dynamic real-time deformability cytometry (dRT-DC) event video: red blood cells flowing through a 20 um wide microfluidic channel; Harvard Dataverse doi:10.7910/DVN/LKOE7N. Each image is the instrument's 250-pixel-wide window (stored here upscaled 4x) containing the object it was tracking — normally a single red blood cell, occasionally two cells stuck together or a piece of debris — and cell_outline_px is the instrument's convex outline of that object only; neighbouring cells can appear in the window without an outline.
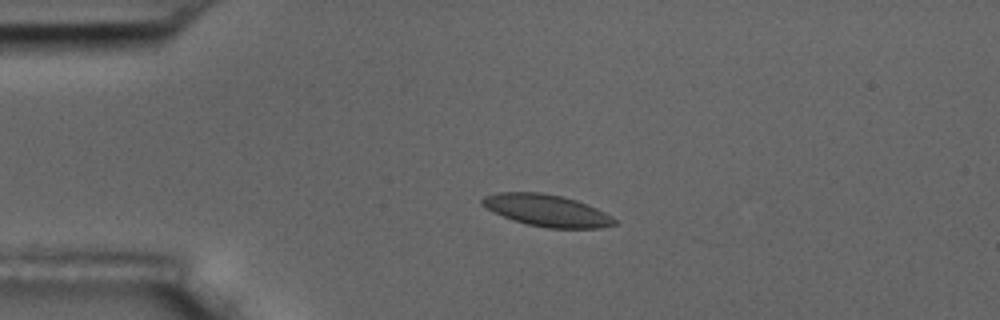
{"species": "common noctule bat (a hibernating species)", "species_latin": "Nyctalus noctula", "temperature_condition": "room temperature", "stored_images_in_passage": 3, "camera_frame_rate_fps": 3000, "um_per_image_px": 0.085, "animal": {"sex": "male", "body_mass_g": 17.5, "forearm_length_mm": 52.3}, "frame": {"image": 1, "passage_image": 2, "time_ms": 1.0, "image_size_px": [1000, 320], "cell_outline_px": [[616, 224], [600, 228], [548, 228], [528, 224], [512, 220], [492, 212], [480, 204], [480, 200], [484, 196], [496, 192], [540, 192], [564, 196], [588, 204], [612, 216], [616, 220]], "centroid_in_image_um": [46.44, 17.88], "position_along_channel_um": 38.6, "area_um2": 24.74}}